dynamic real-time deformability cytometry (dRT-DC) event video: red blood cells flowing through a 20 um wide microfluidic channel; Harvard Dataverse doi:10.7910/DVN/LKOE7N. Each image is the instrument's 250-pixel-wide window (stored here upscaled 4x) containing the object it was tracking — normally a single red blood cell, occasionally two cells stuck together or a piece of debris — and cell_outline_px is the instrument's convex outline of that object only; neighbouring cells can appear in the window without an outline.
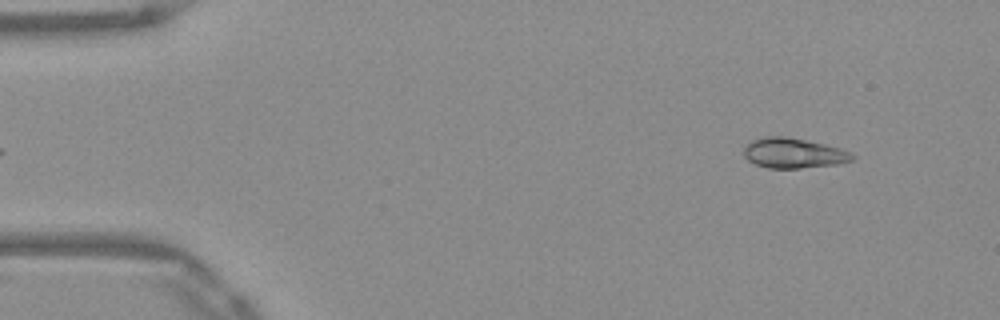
{"species": "Egyptian fruit bat (a non-hibernating species)", "species_latin": "Rousettus aegyptiacus", "temperature_condition": "warm", "stored_images_in_passage": 37, "camera_frame_rate_fps": 3000, "um_per_image_px": 0.085, "frame": {"image": 1, "passage_image": 2, "time_ms": 0.333, "image_size_px": [1000, 320], "cell_outline_px": [[856, 156], [852, 160], [840, 164], [800, 168], [768, 168], [756, 164], [748, 160], [744, 156], [744, 148], [752, 140], [764, 136], [784, 136], [824, 144], [840, 148], [852, 152]], "centroid_in_image_um": [67.47, 13.02], "position_along_channel_um": 17.5, "area_um2": 19.02}}
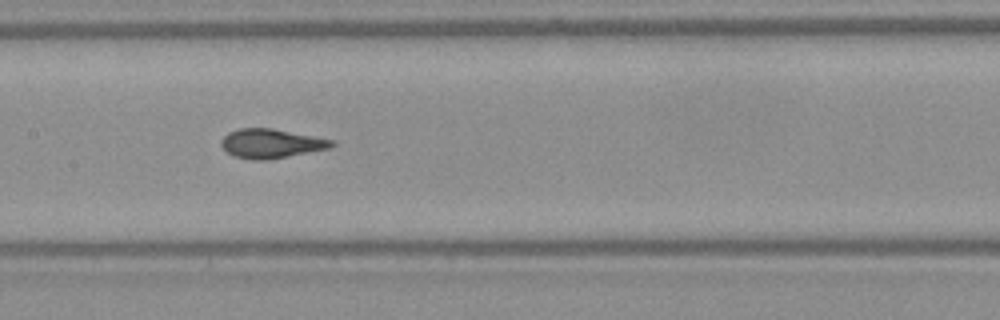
{"frame": {"image": 2, "passage_image": 22, "time_ms": 7.0, "image_size_px": [1000, 320], "cell_outline_px": [[336, 144], [332, 148], [268, 160], [252, 160], [232, 156], [220, 144], [220, 140], [228, 132], [240, 128], [272, 128], [336, 140]], "centroid_in_image_um": [23.08, 12.2], "position_along_channel_um": 184.3, "area_um2": 19.07}}
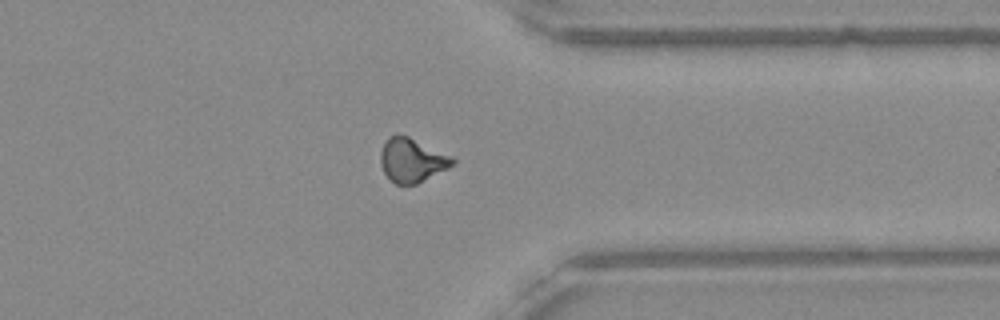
{"frame": {"image": 3, "passage_image": 37, "time_ms": 12.0, "image_size_px": [1000, 320], "cell_outline_px": [[456, 164], [416, 184], [396, 184], [384, 172], [380, 164], [380, 152], [384, 140], [388, 136], [408, 136], [452, 156], [456, 160]], "centroid_in_image_um": [35.02, 13.61], "position_along_channel_um": 376.4, "area_um2": 18.32}}